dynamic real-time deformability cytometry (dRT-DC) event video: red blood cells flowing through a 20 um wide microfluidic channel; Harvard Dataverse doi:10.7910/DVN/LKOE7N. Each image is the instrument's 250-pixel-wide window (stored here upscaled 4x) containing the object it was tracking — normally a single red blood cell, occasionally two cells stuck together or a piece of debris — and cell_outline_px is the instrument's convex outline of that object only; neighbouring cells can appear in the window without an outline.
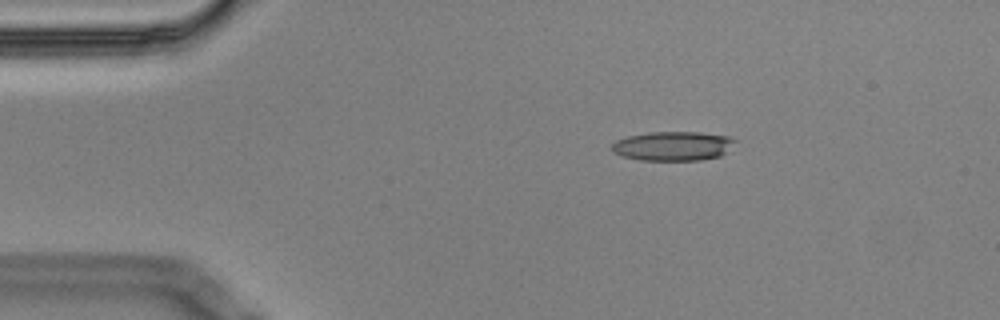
{"species": "Egyptian fruit bat (a non-hibernating species)", "species_latin": "Rousettus aegyptiacus", "temperature_condition": "cold", "stored_images_in_passage": 5, "segment_of_instrument_passage": [1, 2], "camera_frame_rate_fps": 3000, "um_per_image_px": 0.085, "animal": {"sex": "male"}, "frame": {"image": 1, "passage_image": 3, "time_ms": 0.667, "image_size_px": [1000, 320], "cell_outline_px": [[736, 140], [720, 156], [700, 160], [640, 160], [620, 156], [612, 152], [612, 144], [616, 140], [628, 136], [648, 132], [700, 132], [732, 136]], "centroid_in_image_um": [57.16, 12.4], "position_along_channel_um": 27.8, "area_um2": 21.04}}